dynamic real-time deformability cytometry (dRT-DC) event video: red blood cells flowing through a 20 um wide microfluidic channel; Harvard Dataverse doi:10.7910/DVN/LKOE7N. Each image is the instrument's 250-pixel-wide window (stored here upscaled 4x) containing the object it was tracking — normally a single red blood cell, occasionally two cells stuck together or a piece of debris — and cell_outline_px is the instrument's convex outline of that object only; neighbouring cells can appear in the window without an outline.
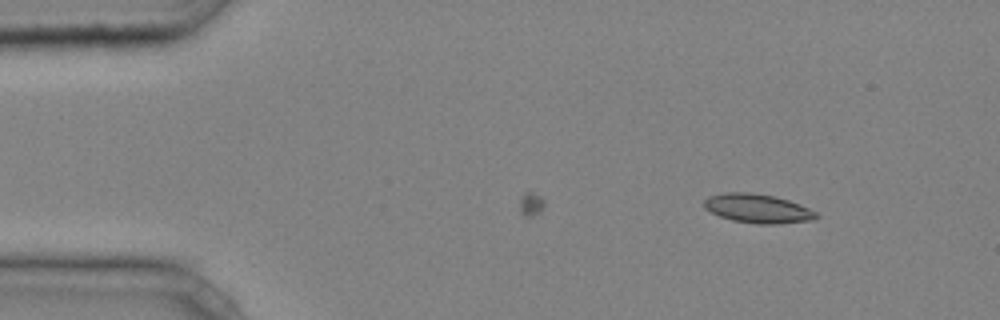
{"species": "common noctule bat (a hibernating species)", "species_latin": "Nyctalus noctula", "temperature_condition": "cold", "stored_images_in_passage": 10, "camera_frame_rate_fps": 3000, "um_per_image_px": 0.085, "animal": {"sex": "male", "body_mass_g": 20.4}, "frame": {"image": 1, "passage_image": 10, "time_ms": 3.0, "image_size_px": [1000, 320], "cell_outline_px": [[820, 216], [816, 220], [776, 224], [756, 224], [732, 220], [720, 216], [704, 208], [704, 200], [708, 196], [728, 192], [748, 192], [772, 196], [788, 200], [800, 204], [816, 212]], "centroid_in_image_um": [64.43, 17.73], "position_along_channel_um": 20.6, "area_um2": 18.96}}